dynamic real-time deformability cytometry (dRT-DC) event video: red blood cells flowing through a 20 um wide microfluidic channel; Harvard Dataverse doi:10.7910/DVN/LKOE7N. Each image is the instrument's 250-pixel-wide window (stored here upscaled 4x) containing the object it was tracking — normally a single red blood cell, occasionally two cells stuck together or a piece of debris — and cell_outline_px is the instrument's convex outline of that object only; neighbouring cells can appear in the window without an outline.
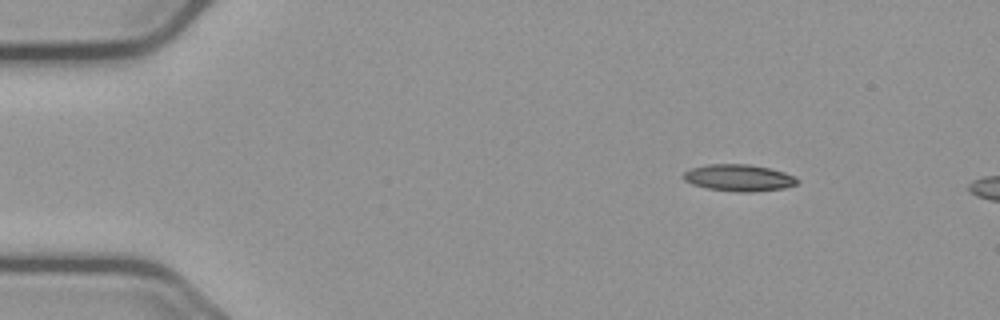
{"species": "common noctule bat (a hibernating species)", "species_latin": "Nyctalus noctula", "temperature_condition": "cold", "stored_images_in_passage": 48, "camera_frame_rate_fps": 3000, "um_per_image_px": 0.085, "animal": {"sex": "male", "body_mass_g": 23.1, "forearm_length_mm": 52.7}, "frame": {"image": 1, "passage_image": 1, "time_ms": 0.0, "image_size_px": [1000, 320], "cell_outline_px": [[800, 180], [796, 184], [784, 188], [752, 192], [736, 192], [708, 188], [692, 184], [684, 180], [684, 172], [692, 168], [708, 164], [748, 164], [768, 168], [784, 172], [796, 176]], "centroid_in_image_um": [62.83, 15.11], "position_along_channel_um": 22.2, "area_um2": 17.69}}
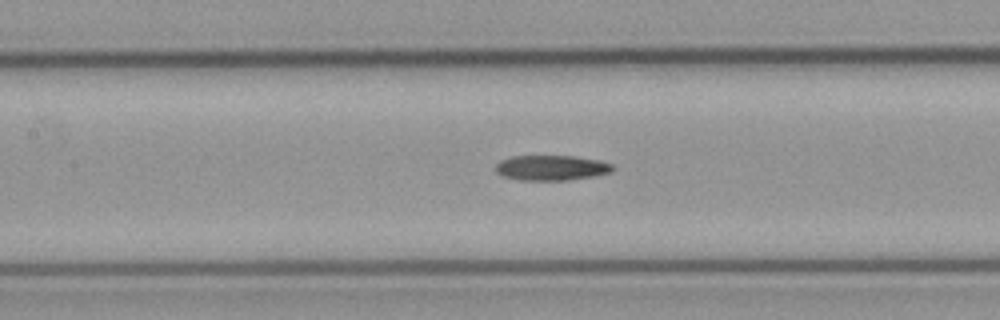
{"frame": {"image": 2, "passage_image": 19, "time_ms": 6.0, "image_size_px": [1000, 320], "cell_outline_px": [[616, 168], [612, 172], [596, 176], [568, 180], [524, 180], [504, 176], [496, 172], [496, 164], [500, 160], [512, 156], [576, 156], [600, 160], [612, 164]], "centroid_in_image_um": [46.93, 14.26], "position_along_channel_um": 160.5, "area_um2": 17.28}}
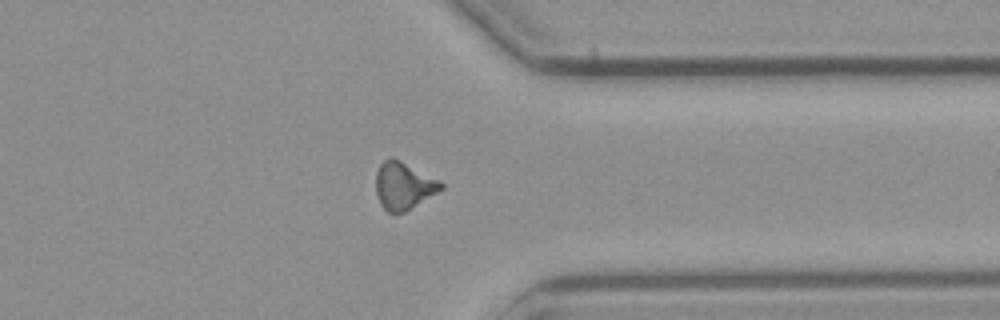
{"frame": {"image": 3, "passage_image": 37, "time_ms": 12.0, "image_size_px": [1000, 320], "cell_outline_px": [[444, 188], [404, 212], [388, 212], [380, 204], [376, 196], [376, 172], [380, 164], [388, 156], [392, 156], [440, 180], [444, 184]], "centroid_in_image_um": [34.29, 15.76], "position_along_channel_um": 377.1, "area_um2": 17.98}}